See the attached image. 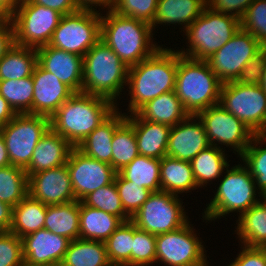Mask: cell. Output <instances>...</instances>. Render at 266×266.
I'll return each instance as SVG.
<instances>
[{"instance_id": "ab89813d", "label": "cell", "mask_w": 266, "mask_h": 266, "mask_svg": "<svg viewBox=\"0 0 266 266\" xmlns=\"http://www.w3.org/2000/svg\"><path fill=\"white\" fill-rule=\"evenodd\" d=\"M133 222H123L105 241L107 256L112 266H131Z\"/></svg>"}, {"instance_id": "bcb514c9", "label": "cell", "mask_w": 266, "mask_h": 266, "mask_svg": "<svg viewBox=\"0 0 266 266\" xmlns=\"http://www.w3.org/2000/svg\"><path fill=\"white\" fill-rule=\"evenodd\" d=\"M22 238L6 231L0 232V266H23Z\"/></svg>"}, {"instance_id": "5b68a950", "label": "cell", "mask_w": 266, "mask_h": 266, "mask_svg": "<svg viewBox=\"0 0 266 266\" xmlns=\"http://www.w3.org/2000/svg\"><path fill=\"white\" fill-rule=\"evenodd\" d=\"M221 86L207 61L194 60L178 52L175 92L189 115L196 116L218 104Z\"/></svg>"}, {"instance_id": "11a10c76", "label": "cell", "mask_w": 266, "mask_h": 266, "mask_svg": "<svg viewBox=\"0 0 266 266\" xmlns=\"http://www.w3.org/2000/svg\"><path fill=\"white\" fill-rule=\"evenodd\" d=\"M12 224V207L0 201V232L10 230Z\"/></svg>"}, {"instance_id": "d590c367", "label": "cell", "mask_w": 266, "mask_h": 266, "mask_svg": "<svg viewBox=\"0 0 266 266\" xmlns=\"http://www.w3.org/2000/svg\"><path fill=\"white\" fill-rule=\"evenodd\" d=\"M138 155L137 140L133 125L125 119L115 129L113 135L111 166L118 173Z\"/></svg>"}, {"instance_id": "52a82bcc", "label": "cell", "mask_w": 266, "mask_h": 266, "mask_svg": "<svg viewBox=\"0 0 266 266\" xmlns=\"http://www.w3.org/2000/svg\"><path fill=\"white\" fill-rule=\"evenodd\" d=\"M243 165L238 164L232 166L231 169L229 166L226 168L217 192L214 193V198L206 205L207 208L202 217L206 222L219 219L221 216L225 217L231 212H239L238 217H240L263 198L256 188L254 178Z\"/></svg>"}, {"instance_id": "ffe728a7", "label": "cell", "mask_w": 266, "mask_h": 266, "mask_svg": "<svg viewBox=\"0 0 266 266\" xmlns=\"http://www.w3.org/2000/svg\"><path fill=\"white\" fill-rule=\"evenodd\" d=\"M37 63L74 93L82 92L83 57L45 45L37 48Z\"/></svg>"}, {"instance_id": "db71d44e", "label": "cell", "mask_w": 266, "mask_h": 266, "mask_svg": "<svg viewBox=\"0 0 266 266\" xmlns=\"http://www.w3.org/2000/svg\"><path fill=\"white\" fill-rule=\"evenodd\" d=\"M79 9L97 10L98 6L104 9L113 10L115 0H76ZM97 6V8H96ZM96 9H95V8Z\"/></svg>"}, {"instance_id": "60d3db41", "label": "cell", "mask_w": 266, "mask_h": 266, "mask_svg": "<svg viewBox=\"0 0 266 266\" xmlns=\"http://www.w3.org/2000/svg\"><path fill=\"white\" fill-rule=\"evenodd\" d=\"M82 202L89 207L116 215L123 222L131 220V217L124 211L114 181L88 194Z\"/></svg>"}, {"instance_id": "30bf717a", "label": "cell", "mask_w": 266, "mask_h": 266, "mask_svg": "<svg viewBox=\"0 0 266 266\" xmlns=\"http://www.w3.org/2000/svg\"><path fill=\"white\" fill-rule=\"evenodd\" d=\"M50 129V118L34 114H16L0 133L5 141L10 164L26 169L40 139Z\"/></svg>"}, {"instance_id": "5bb4252c", "label": "cell", "mask_w": 266, "mask_h": 266, "mask_svg": "<svg viewBox=\"0 0 266 266\" xmlns=\"http://www.w3.org/2000/svg\"><path fill=\"white\" fill-rule=\"evenodd\" d=\"M197 118L204 125L210 145L219 144L232 148L241 156L249 146L255 133L220 104L213 105L198 113Z\"/></svg>"}, {"instance_id": "680465c9", "label": "cell", "mask_w": 266, "mask_h": 266, "mask_svg": "<svg viewBox=\"0 0 266 266\" xmlns=\"http://www.w3.org/2000/svg\"><path fill=\"white\" fill-rule=\"evenodd\" d=\"M259 85L262 87V89L266 93V47H265V63H264V68H263V77Z\"/></svg>"}, {"instance_id": "f546056e", "label": "cell", "mask_w": 266, "mask_h": 266, "mask_svg": "<svg viewBox=\"0 0 266 266\" xmlns=\"http://www.w3.org/2000/svg\"><path fill=\"white\" fill-rule=\"evenodd\" d=\"M47 205L35 200L29 194L12 207L10 232L22 238L32 232L44 229Z\"/></svg>"}, {"instance_id": "8992f818", "label": "cell", "mask_w": 266, "mask_h": 266, "mask_svg": "<svg viewBox=\"0 0 266 266\" xmlns=\"http://www.w3.org/2000/svg\"><path fill=\"white\" fill-rule=\"evenodd\" d=\"M240 27V20L236 17L216 12L206 6L202 14L184 31L189 48L177 51L194 60L206 61L227 43Z\"/></svg>"}, {"instance_id": "4316f807", "label": "cell", "mask_w": 266, "mask_h": 266, "mask_svg": "<svg viewBox=\"0 0 266 266\" xmlns=\"http://www.w3.org/2000/svg\"><path fill=\"white\" fill-rule=\"evenodd\" d=\"M160 183L162 191L176 196L198 189L191 163L170 156L161 159Z\"/></svg>"}, {"instance_id": "7dc6e473", "label": "cell", "mask_w": 266, "mask_h": 266, "mask_svg": "<svg viewBox=\"0 0 266 266\" xmlns=\"http://www.w3.org/2000/svg\"><path fill=\"white\" fill-rule=\"evenodd\" d=\"M264 63L265 47L247 62L235 82L240 84H259L263 77Z\"/></svg>"}, {"instance_id": "d6a6232c", "label": "cell", "mask_w": 266, "mask_h": 266, "mask_svg": "<svg viewBox=\"0 0 266 266\" xmlns=\"http://www.w3.org/2000/svg\"><path fill=\"white\" fill-rule=\"evenodd\" d=\"M64 266H112L107 256L105 242L77 238L70 241Z\"/></svg>"}, {"instance_id": "1f68e13d", "label": "cell", "mask_w": 266, "mask_h": 266, "mask_svg": "<svg viewBox=\"0 0 266 266\" xmlns=\"http://www.w3.org/2000/svg\"><path fill=\"white\" fill-rule=\"evenodd\" d=\"M224 151L223 148L210 145L190 161L198 188L206 187L207 183L217 178L220 180L219 177L230 166Z\"/></svg>"}, {"instance_id": "4fadbf2b", "label": "cell", "mask_w": 266, "mask_h": 266, "mask_svg": "<svg viewBox=\"0 0 266 266\" xmlns=\"http://www.w3.org/2000/svg\"><path fill=\"white\" fill-rule=\"evenodd\" d=\"M190 221L183 227L156 236V263L165 266H203L207 256Z\"/></svg>"}, {"instance_id": "d4e9b609", "label": "cell", "mask_w": 266, "mask_h": 266, "mask_svg": "<svg viewBox=\"0 0 266 266\" xmlns=\"http://www.w3.org/2000/svg\"><path fill=\"white\" fill-rule=\"evenodd\" d=\"M206 0H158L152 30L160 25L180 24L185 31L203 12Z\"/></svg>"}, {"instance_id": "9f6ffc18", "label": "cell", "mask_w": 266, "mask_h": 266, "mask_svg": "<svg viewBox=\"0 0 266 266\" xmlns=\"http://www.w3.org/2000/svg\"><path fill=\"white\" fill-rule=\"evenodd\" d=\"M16 113L10 107L8 102L0 95V127L5 126L8 122H10Z\"/></svg>"}, {"instance_id": "f6af8a7d", "label": "cell", "mask_w": 266, "mask_h": 266, "mask_svg": "<svg viewBox=\"0 0 266 266\" xmlns=\"http://www.w3.org/2000/svg\"><path fill=\"white\" fill-rule=\"evenodd\" d=\"M158 0H115L113 11L152 26Z\"/></svg>"}, {"instance_id": "8fae6325", "label": "cell", "mask_w": 266, "mask_h": 266, "mask_svg": "<svg viewBox=\"0 0 266 266\" xmlns=\"http://www.w3.org/2000/svg\"><path fill=\"white\" fill-rule=\"evenodd\" d=\"M181 202L179 196L166 191L152 192L131 221L156 236L175 231L189 222Z\"/></svg>"}, {"instance_id": "d6986e66", "label": "cell", "mask_w": 266, "mask_h": 266, "mask_svg": "<svg viewBox=\"0 0 266 266\" xmlns=\"http://www.w3.org/2000/svg\"><path fill=\"white\" fill-rule=\"evenodd\" d=\"M34 94L32 114L51 118L74 92L38 63L32 74Z\"/></svg>"}, {"instance_id": "816d5d0a", "label": "cell", "mask_w": 266, "mask_h": 266, "mask_svg": "<svg viewBox=\"0 0 266 266\" xmlns=\"http://www.w3.org/2000/svg\"><path fill=\"white\" fill-rule=\"evenodd\" d=\"M14 28L11 21H3L0 24V60L14 45Z\"/></svg>"}, {"instance_id": "e575fe53", "label": "cell", "mask_w": 266, "mask_h": 266, "mask_svg": "<svg viewBox=\"0 0 266 266\" xmlns=\"http://www.w3.org/2000/svg\"><path fill=\"white\" fill-rule=\"evenodd\" d=\"M160 159L138 155L119 173L139 188H147L152 192L161 190Z\"/></svg>"}, {"instance_id": "ac0fdd59", "label": "cell", "mask_w": 266, "mask_h": 266, "mask_svg": "<svg viewBox=\"0 0 266 266\" xmlns=\"http://www.w3.org/2000/svg\"><path fill=\"white\" fill-rule=\"evenodd\" d=\"M209 146L204 125L197 116L189 115L185 120L171 127L166 156L190 162Z\"/></svg>"}, {"instance_id": "681fc988", "label": "cell", "mask_w": 266, "mask_h": 266, "mask_svg": "<svg viewBox=\"0 0 266 266\" xmlns=\"http://www.w3.org/2000/svg\"><path fill=\"white\" fill-rule=\"evenodd\" d=\"M241 246V251L228 266H266V251L263 247Z\"/></svg>"}, {"instance_id": "277c9868", "label": "cell", "mask_w": 266, "mask_h": 266, "mask_svg": "<svg viewBox=\"0 0 266 266\" xmlns=\"http://www.w3.org/2000/svg\"><path fill=\"white\" fill-rule=\"evenodd\" d=\"M83 65L82 92L105 97L117 105L128 82L129 67L101 39L83 56Z\"/></svg>"}, {"instance_id": "83f0119b", "label": "cell", "mask_w": 266, "mask_h": 266, "mask_svg": "<svg viewBox=\"0 0 266 266\" xmlns=\"http://www.w3.org/2000/svg\"><path fill=\"white\" fill-rule=\"evenodd\" d=\"M123 223L116 215L80 202V238L105 242Z\"/></svg>"}, {"instance_id": "7bdbcfd3", "label": "cell", "mask_w": 266, "mask_h": 266, "mask_svg": "<svg viewBox=\"0 0 266 266\" xmlns=\"http://www.w3.org/2000/svg\"><path fill=\"white\" fill-rule=\"evenodd\" d=\"M124 211L132 218L152 193L147 188H139L132 181L126 180L119 172L114 178Z\"/></svg>"}, {"instance_id": "7402d4cb", "label": "cell", "mask_w": 266, "mask_h": 266, "mask_svg": "<svg viewBox=\"0 0 266 266\" xmlns=\"http://www.w3.org/2000/svg\"><path fill=\"white\" fill-rule=\"evenodd\" d=\"M74 146L51 128L36 145L29 166L25 169L31 174L63 166L67 163Z\"/></svg>"}, {"instance_id": "3957f363", "label": "cell", "mask_w": 266, "mask_h": 266, "mask_svg": "<svg viewBox=\"0 0 266 266\" xmlns=\"http://www.w3.org/2000/svg\"><path fill=\"white\" fill-rule=\"evenodd\" d=\"M106 12L104 16L101 13V40L127 67L135 66L161 47L153 43L150 24L122 16L113 10Z\"/></svg>"}, {"instance_id": "c3c4849f", "label": "cell", "mask_w": 266, "mask_h": 266, "mask_svg": "<svg viewBox=\"0 0 266 266\" xmlns=\"http://www.w3.org/2000/svg\"><path fill=\"white\" fill-rule=\"evenodd\" d=\"M254 0H206L207 7L221 12L226 15H231L241 20Z\"/></svg>"}, {"instance_id": "4dcf8cb0", "label": "cell", "mask_w": 266, "mask_h": 266, "mask_svg": "<svg viewBox=\"0 0 266 266\" xmlns=\"http://www.w3.org/2000/svg\"><path fill=\"white\" fill-rule=\"evenodd\" d=\"M235 233L244 246L263 247L266 244V199L245 211L236 221Z\"/></svg>"}, {"instance_id": "ee69618b", "label": "cell", "mask_w": 266, "mask_h": 266, "mask_svg": "<svg viewBox=\"0 0 266 266\" xmlns=\"http://www.w3.org/2000/svg\"><path fill=\"white\" fill-rule=\"evenodd\" d=\"M241 28L266 47V0H254L240 20Z\"/></svg>"}, {"instance_id": "484cf974", "label": "cell", "mask_w": 266, "mask_h": 266, "mask_svg": "<svg viewBox=\"0 0 266 266\" xmlns=\"http://www.w3.org/2000/svg\"><path fill=\"white\" fill-rule=\"evenodd\" d=\"M136 114L141 119L169 125L170 127L185 120L189 116L175 91L162 93L160 96L143 105Z\"/></svg>"}, {"instance_id": "e0dca14e", "label": "cell", "mask_w": 266, "mask_h": 266, "mask_svg": "<svg viewBox=\"0 0 266 266\" xmlns=\"http://www.w3.org/2000/svg\"><path fill=\"white\" fill-rule=\"evenodd\" d=\"M28 194L45 205L75 201L67 165L40 171L28 177Z\"/></svg>"}, {"instance_id": "74e56055", "label": "cell", "mask_w": 266, "mask_h": 266, "mask_svg": "<svg viewBox=\"0 0 266 266\" xmlns=\"http://www.w3.org/2000/svg\"><path fill=\"white\" fill-rule=\"evenodd\" d=\"M28 175L17 166L0 168V201L16 206L28 195Z\"/></svg>"}, {"instance_id": "f1b7e54d", "label": "cell", "mask_w": 266, "mask_h": 266, "mask_svg": "<svg viewBox=\"0 0 266 266\" xmlns=\"http://www.w3.org/2000/svg\"><path fill=\"white\" fill-rule=\"evenodd\" d=\"M44 229L70 241L80 238V201L47 205Z\"/></svg>"}, {"instance_id": "9a60e30c", "label": "cell", "mask_w": 266, "mask_h": 266, "mask_svg": "<svg viewBox=\"0 0 266 266\" xmlns=\"http://www.w3.org/2000/svg\"><path fill=\"white\" fill-rule=\"evenodd\" d=\"M264 47L241 27L234 36L206 61L222 82L235 81L241 70Z\"/></svg>"}, {"instance_id": "6da1fadb", "label": "cell", "mask_w": 266, "mask_h": 266, "mask_svg": "<svg viewBox=\"0 0 266 266\" xmlns=\"http://www.w3.org/2000/svg\"><path fill=\"white\" fill-rule=\"evenodd\" d=\"M178 51L159 47L151 56L128 70V114L168 91H175Z\"/></svg>"}, {"instance_id": "f5cc1de1", "label": "cell", "mask_w": 266, "mask_h": 266, "mask_svg": "<svg viewBox=\"0 0 266 266\" xmlns=\"http://www.w3.org/2000/svg\"><path fill=\"white\" fill-rule=\"evenodd\" d=\"M23 0H0V19L11 21L13 13Z\"/></svg>"}, {"instance_id": "44dd1931", "label": "cell", "mask_w": 266, "mask_h": 266, "mask_svg": "<svg viewBox=\"0 0 266 266\" xmlns=\"http://www.w3.org/2000/svg\"><path fill=\"white\" fill-rule=\"evenodd\" d=\"M70 240L40 229L22 237L24 264L62 263Z\"/></svg>"}, {"instance_id": "603a6c76", "label": "cell", "mask_w": 266, "mask_h": 266, "mask_svg": "<svg viewBox=\"0 0 266 266\" xmlns=\"http://www.w3.org/2000/svg\"><path fill=\"white\" fill-rule=\"evenodd\" d=\"M127 115L134 128L139 155L160 160L166 156L171 127L141 119L136 113Z\"/></svg>"}, {"instance_id": "7a4b0ae2", "label": "cell", "mask_w": 266, "mask_h": 266, "mask_svg": "<svg viewBox=\"0 0 266 266\" xmlns=\"http://www.w3.org/2000/svg\"><path fill=\"white\" fill-rule=\"evenodd\" d=\"M116 108L105 97L74 93L50 118V128L77 147Z\"/></svg>"}, {"instance_id": "8d00e7d4", "label": "cell", "mask_w": 266, "mask_h": 266, "mask_svg": "<svg viewBox=\"0 0 266 266\" xmlns=\"http://www.w3.org/2000/svg\"><path fill=\"white\" fill-rule=\"evenodd\" d=\"M34 84L32 76L0 81V95L16 114H32Z\"/></svg>"}, {"instance_id": "b9f144b4", "label": "cell", "mask_w": 266, "mask_h": 266, "mask_svg": "<svg viewBox=\"0 0 266 266\" xmlns=\"http://www.w3.org/2000/svg\"><path fill=\"white\" fill-rule=\"evenodd\" d=\"M156 263V235L139 229L133 223L131 266H151Z\"/></svg>"}, {"instance_id": "9c48e42d", "label": "cell", "mask_w": 266, "mask_h": 266, "mask_svg": "<svg viewBox=\"0 0 266 266\" xmlns=\"http://www.w3.org/2000/svg\"><path fill=\"white\" fill-rule=\"evenodd\" d=\"M218 104L255 134H266V93L259 84L222 83Z\"/></svg>"}, {"instance_id": "2e32d148", "label": "cell", "mask_w": 266, "mask_h": 266, "mask_svg": "<svg viewBox=\"0 0 266 266\" xmlns=\"http://www.w3.org/2000/svg\"><path fill=\"white\" fill-rule=\"evenodd\" d=\"M74 195L82 201L88 194L114 181L116 171L110 164L88 157L76 147L66 163Z\"/></svg>"}, {"instance_id": "f35d334b", "label": "cell", "mask_w": 266, "mask_h": 266, "mask_svg": "<svg viewBox=\"0 0 266 266\" xmlns=\"http://www.w3.org/2000/svg\"><path fill=\"white\" fill-rule=\"evenodd\" d=\"M264 143H266V134H255L240 156L263 197L266 195V147H262Z\"/></svg>"}, {"instance_id": "cb8c5ba5", "label": "cell", "mask_w": 266, "mask_h": 266, "mask_svg": "<svg viewBox=\"0 0 266 266\" xmlns=\"http://www.w3.org/2000/svg\"><path fill=\"white\" fill-rule=\"evenodd\" d=\"M126 114H122L117 105V108L76 148L88 157L111 165L113 135L115 129L126 119Z\"/></svg>"}, {"instance_id": "f907efd6", "label": "cell", "mask_w": 266, "mask_h": 266, "mask_svg": "<svg viewBox=\"0 0 266 266\" xmlns=\"http://www.w3.org/2000/svg\"><path fill=\"white\" fill-rule=\"evenodd\" d=\"M31 3L51 8L62 15L79 10L76 0H28Z\"/></svg>"}, {"instance_id": "91938a15", "label": "cell", "mask_w": 266, "mask_h": 266, "mask_svg": "<svg viewBox=\"0 0 266 266\" xmlns=\"http://www.w3.org/2000/svg\"><path fill=\"white\" fill-rule=\"evenodd\" d=\"M23 266H64L62 263H51V264H23Z\"/></svg>"}, {"instance_id": "ba28073f", "label": "cell", "mask_w": 266, "mask_h": 266, "mask_svg": "<svg viewBox=\"0 0 266 266\" xmlns=\"http://www.w3.org/2000/svg\"><path fill=\"white\" fill-rule=\"evenodd\" d=\"M100 13L79 9L63 15L48 45L83 57L101 39Z\"/></svg>"}, {"instance_id": "7c38bea8", "label": "cell", "mask_w": 266, "mask_h": 266, "mask_svg": "<svg viewBox=\"0 0 266 266\" xmlns=\"http://www.w3.org/2000/svg\"><path fill=\"white\" fill-rule=\"evenodd\" d=\"M62 16L51 8L23 0L11 20L15 44L36 49L48 45Z\"/></svg>"}, {"instance_id": "6f0895ef", "label": "cell", "mask_w": 266, "mask_h": 266, "mask_svg": "<svg viewBox=\"0 0 266 266\" xmlns=\"http://www.w3.org/2000/svg\"><path fill=\"white\" fill-rule=\"evenodd\" d=\"M10 165L5 141L0 133V168Z\"/></svg>"}, {"instance_id": "836d02e7", "label": "cell", "mask_w": 266, "mask_h": 266, "mask_svg": "<svg viewBox=\"0 0 266 266\" xmlns=\"http://www.w3.org/2000/svg\"><path fill=\"white\" fill-rule=\"evenodd\" d=\"M37 65V49L14 45L0 60V81L32 76Z\"/></svg>"}]
</instances>
